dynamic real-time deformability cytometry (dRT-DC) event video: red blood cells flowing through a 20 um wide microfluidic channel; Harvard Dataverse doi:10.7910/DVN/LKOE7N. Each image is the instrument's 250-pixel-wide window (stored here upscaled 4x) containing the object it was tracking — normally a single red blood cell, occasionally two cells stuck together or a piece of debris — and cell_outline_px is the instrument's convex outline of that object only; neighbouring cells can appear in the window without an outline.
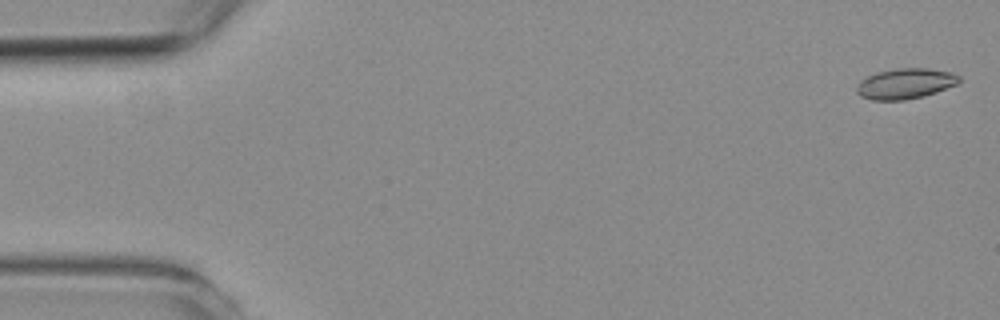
{"species": "common noctule bat (a hibernating species)", "species_latin": "Nyctalus noctula", "temperature_condition": "room temperature", "stored_images_in_passage": 38, "camera_frame_rate_fps": 3000, "um_per_image_px": 0.085, "animal": {"sex": "female", "body_mass_g": 19.3, "forearm_length_mm": 54.1}, "frame": {"image": 1, "passage_image": 2, "time_ms": 0.333, "image_size_px": [1000, 320], "cell_outline_px": [[960, 80], [956, 84], [936, 92], [924, 96], [904, 100], [872, 100], [860, 96], [856, 92], [856, 88], [860, 80], [876, 72], [896, 68], [928, 68], [952, 72], [960, 76]], "centroid_in_image_um": [76.94, 7.1], "position_along_channel_um": 8.1, "area_um2": 18.26}}
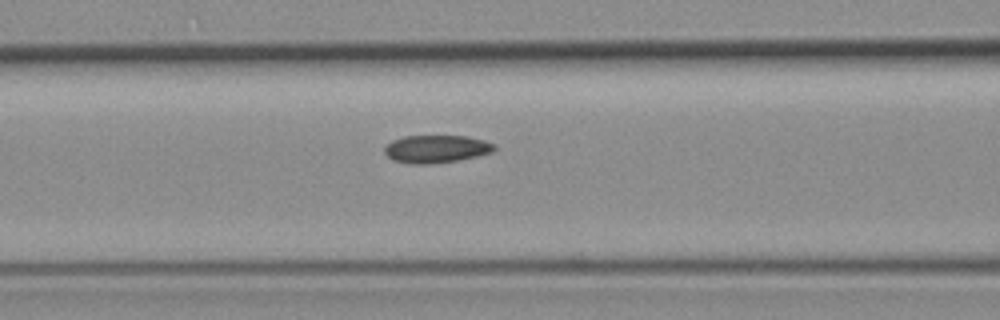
{"frame": {"image": 2, "passage_image": 23, "time_ms": 7.333, "image_size_px": [1000, 320], "cell_outline_px": [[496, 148], [492, 152], [476, 156], [456, 160], [432, 164], [408, 164], [392, 160], [384, 152], [384, 148], [392, 140], [404, 136], [468, 136], [484, 140], [492, 144]], "centroid_in_image_um": [37.04, 12.66], "position_along_channel_um": 129.6, "area_um2": 17.69}}
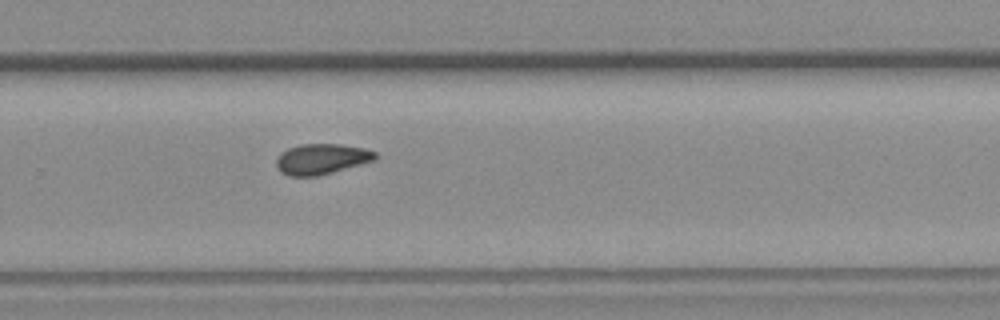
{"frame": {"image": 3, "passage_image": 37, "time_ms": 12.0, "image_size_px": [1000, 320], "cell_outline_px": [[380, 156], [376, 160], [332, 172], [316, 176], [288, 176], [280, 172], [276, 164], [276, 160], [280, 152], [288, 148], [300, 144], [340, 144], [364, 148], [376, 152]], "centroid_in_image_um": [27.34, 13.51], "position_along_channel_um": 302.5, "area_um2": 17.74}}